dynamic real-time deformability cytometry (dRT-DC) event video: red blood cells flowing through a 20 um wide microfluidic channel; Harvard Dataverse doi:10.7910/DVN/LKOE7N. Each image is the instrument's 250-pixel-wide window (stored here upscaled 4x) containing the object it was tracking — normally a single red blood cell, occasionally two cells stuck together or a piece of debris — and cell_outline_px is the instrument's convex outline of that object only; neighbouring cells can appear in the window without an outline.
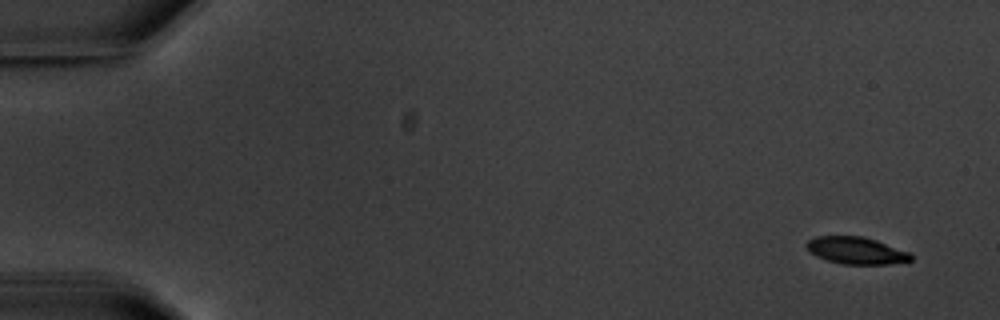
{"species": "common noctule bat (a hibernating species)", "species_latin": "Nyctalus noctula", "temperature_condition": "warm", "stored_images_in_passage": 5, "camera_frame_rate_fps": 3000, "um_per_image_px": 0.085, "animal": {"sex": "male", "body_mass_g": 20.1, "forearm_length_mm": 53.5}, "frame": {"image": 1, "passage_image": 1, "time_ms": 0.0, "image_size_px": [1000, 320], "cell_outline_px": [[912, 260], [888, 264], [844, 264], [828, 260], [816, 256], [808, 252], [804, 244], [808, 240], [816, 236], [864, 236], [876, 240], [908, 252], [912, 256]], "centroid_in_image_um": [72.72, 21.28], "position_along_channel_um": 12.3, "area_um2": 16.42}}